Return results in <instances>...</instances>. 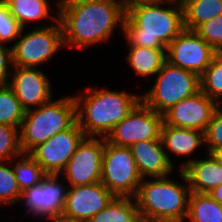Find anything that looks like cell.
<instances>
[{
    "label": "cell",
    "instance_id": "1",
    "mask_svg": "<svg viewBox=\"0 0 222 222\" xmlns=\"http://www.w3.org/2000/svg\"><path fill=\"white\" fill-rule=\"evenodd\" d=\"M56 6L65 47L86 49L110 41L118 25L123 29L126 12L118 0H58Z\"/></svg>",
    "mask_w": 222,
    "mask_h": 222
},
{
    "label": "cell",
    "instance_id": "2",
    "mask_svg": "<svg viewBox=\"0 0 222 222\" xmlns=\"http://www.w3.org/2000/svg\"><path fill=\"white\" fill-rule=\"evenodd\" d=\"M164 3L172 6L164 7ZM184 29L181 1L159 0L129 9L123 21L122 32L128 46L166 49Z\"/></svg>",
    "mask_w": 222,
    "mask_h": 222
},
{
    "label": "cell",
    "instance_id": "3",
    "mask_svg": "<svg viewBox=\"0 0 222 222\" xmlns=\"http://www.w3.org/2000/svg\"><path fill=\"white\" fill-rule=\"evenodd\" d=\"M75 95L77 123L86 137H104L120 123L141 100V95L87 87Z\"/></svg>",
    "mask_w": 222,
    "mask_h": 222
},
{
    "label": "cell",
    "instance_id": "4",
    "mask_svg": "<svg viewBox=\"0 0 222 222\" xmlns=\"http://www.w3.org/2000/svg\"><path fill=\"white\" fill-rule=\"evenodd\" d=\"M178 172L184 183L170 175L141 181L135 200L143 222H186L191 191L183 170Z\"/></svg>",
    "mask_w": 222,
    "mask_h": 222
},
{
    "label": "cell",
    "instance_id": "5",
    "mask_svg": "<svg viewBox=\"0 0 222 222\" xmlns=\"http://www.w3.org/2000/svg\"><path fill=\"white\" fill-rule=\"evenodd\" d=\"M77 122L74 96L51 100L25 112L20 127V146L25 154Z\"/></svg>",
    "mask_w": 222,
    "mask_h": 222
},
{
    "label": "cell",
    "instance_id": "6",
    "mask_svg": "<svg viewBox=\"0 0 222 222\" xmlns=\"http://www.w3.org/2000/svg\"><path fill=\"white\" fill-rule=\"evenodd\" d=\"M155 78L150 90L141 95V100L162 115L181 100L200 91V77L196 73L173 66L167 61Z\"/></svg>",
    "mask_w": 222,
    "mask_h": 222
},
{
    "label": "cell",
    "instance_id": "7",
    "mask_svg": "<svg viewBox=\"0 0 222 222\" xmlns=\"http://www.w3.org/2000/svg\"><path fill=\"white\" fill-rule=\"evenodd\" d=\"M22 28L12 48L13 66L38 68L63 48V28L60 20L38 25L24 33ZM22 36V37H21Z\"/></svg>",
    "mask_w": 222,
    "mask_h": 222
},
{
    "label": "cell",
    "instance_id": "8",
    "mask_svg": "<svg viewBox=\"0 0 222 222\" xmlns=\"http://www.w3.org/2000/svg\"><path fill=\"white\" fill-rule=\"evenodd\" d=\"M142 180L130 147L111 144L105 138L100 182L114 196L135 197Z\"/></svg>",
    "mask_w": 222,
    "mask_h": 222
},
{
    "label": "cell",
    "instance_id": "9",
    "mask_svg": "<svg viewBox=\"0 0 222 222\" xmlns=\"http://www.w3.org/2000/svg\"><path fill=\"white\" fill-rule=\"evenodd\" d=\"M162 124L163 115L140 100L106 136V140L117 146L130 147L136 142L161 139Z\"/></svg>",
    "mask_w": 222,
    "mask_h": 222
},
{
    "label": "cell",
    "instance_id": "10",
    "mask_svg": "<svg viewBox=\"0 0 222 222\" xmlns=\"http://www.w3.org/2000/svg\"><path fill=\"white\" fill-rule=\"evenodd\" d=\"M218 53L194 30L184 29L166 47V61L199 77Z\"/></svg>",
    "mask_w": 222,
    "mask_h": 222
},
{
    "label": "cell",
    "instance_id": "11",
    "mask_svg": "<svg viewBox=\"0 0 222 222\" xmlns=\"http://www.w3.org/2000/svg\"><path fill=\"white\" fill-rule=\"evenodd\" d=\"M104 137H85L71 156L61 175L70 186L101 181Z\"/></svg>",
    "mask_w": 222,
    "mask_h": 222
},
{
    "label": "cell",
    "instance_id": "12",
    "mask_svg": "<svg viewBox=\"0 0 222 222\" xmlns=\"http://www.w3.org/2000/svg\"><path fill=\"white\" fill-rule=\"evenodd\" d=\"M84 132L76 122L70 129L59 132L46 142L35 147L29 155L43 168L47 175H61L85 138Z\"/></svg>",
    "mask_w": 222,
    "mask_h": 222
},
{
    "label": "cell",
    "instance_id": "13",
    "mask_svg": "<svg viewBox=\"0 0 222 222\" xmlns=\"http://www.w3.org/2000/svg\"><path fill=\"white\" fill-rule=\"evenodd\" d=\"M60 175H47L39 184L21 192L20 202L26 206L28 214L43 217L50 221L51 218L63 213L67 185ZM59 179H62L61 182Z\"/></svg>",
    "mask_w": 222,
    "mask_h": 222
},
{
    "label": "cell",
    "instance_id": "14",
    "mask_svg": "<svg viewBox=\"0 0 222 222\" xmlns=\"http://www.w3.org/2000/svg\"><path fill=\"white\" fill-rule=\"evenodd\" d=\"M11 70L13 71L8 85L25 111L35 109L53 99L52 85L45 72L38 68L19 66H13Z\"/></svg>",
    "mask_w": 222,
    "mask_h": 222
},
{
    "label": "cell",
    "instance_id": "15",
    "mask_svg": "<svg viewBox=\"0 0 222 222\" xmlns=\"http://www.w3.org/2000/svg\"><path fill=\"white\" fill-rule=\"evenodd\" d=\"M219 105L201 90L181 100L163 114L166 125L196 129L205 133L212 115Z\"/></svg>",
    "mask_w": 222,
    "mask_h": 222
},
{
    "label": "cell",
    "instance_id": "16",
    "mask_svg": "<svg viewBox=\"0 0 222 222\" xmlns=\"http://www.w3.org/2000/svg\"><path fill=\"white\" fill-rule=\"evenodd\" d=\"M113 197L101 182L69 186L63 214L87 222L104 209Z\"/></svg>",
    "mask_w": 222,
    "mask_h": 222
},
{
    "label": "cell",
    "instance_id": "17",
    "mask_svg": "<svg viewBox=\"0 0 222 222\" xmlns=\"http://www.w3.org/2000/svg\"><path fill=\"white\" fill-rule=\"evenodd\" d=\"M130 150L142 179L165 177L175 169L167 158L161 139L136 142Z\"/></svg>",
    "mask_w": 222,
    "mask_h": 222
},
{
    "label": "cell",
    "instance_id": "18",
    "mask_svg": "<svg viewBox=\"0 0 222 222\" xmlns=\"http://www.w3.org/2000/svg\"><path fill=\"white\" fill-rule=\"evenodd\" d=\"M185 173L191 192L209 193L222 184V165L210 153L206 158H188L180 167Z\"/></svg>",
    "mask_w": 222,
    "mask_h": 222
},
{
    "label": "cell",
    "instance_id": "19",
    "mask_svg": "<svg viewBox=\"0 0 222 222\" xmlns=\"http://www.w3.org/2000/svg\"><path fill=\"white\" fill-rule=\"evenodd\" d=\"M161 141L169 162L172 163L170 154L178 156H191L194 151L205 144L204 132L196 129H187L166 125L161 127Z\"/></svg>",
    "mask_w": 222,
    "mask_h": 222
},
{
    "label": "cell",
    "instance_id": "20",
    "mask_svg": "<svg viewBox=\"0 0 222 222\" xmlns=\"http://www.w3.org/2000/svg\"><path fill=\"white\" fill-rule=\"evenodd\" d=\"M125 59L131 69L140 77L156 75L166 62V49H155L142 46H128Z\"/></svg>",
    "mask_w": 222,
    "mask_h": 222
},
{
    "label": "cell",
    "instance_id": "21",
    "mask_svg": "<svg viewBox=\"0 0 222 222\" xmlns=\"http://www.w3.org/2000/svg\"><path fill=\"white\" fill-rule=\"evenodd\" d=\"M87 222H143L135 197L114 196L108 205Z\"/></svg>",
    "mask_w": 222,
    "mask_h": 222
},
{
    "label": "cell",
    "instance_id": "22",
    "mask_svg": "<svg viewBox=\"0 0 222 222\" xmlns=\"http://www.w3.org/2000/svg\"><path fill=\"white\" fill-rule=\"evenodd\" d=\"M7 3L11 15L18 21L22 28H26L28 22H36L41 19L51 18L58 21L59 15H52L49 0H4Z\"/></svg>",
    "mask_w": 222,
    "mask_h": 222
},
{
    "label": "cell",
    "instance_id": "23",
    "mask_svg": "<svg viewBox=\"0 0 222 222\" xmlns=\"http://www.w3.org/2000/svg\"><path fill=\"white\" fill-rule=\"evenodd\" d=\"M184 28L195 30L203 22L222 14V0H181Z\"/></svg>",
    "mask_w": 222,
    "mask_h": 222
},
{
    "label": "cell",
    "instance_id": "24",
    "mask_svg": "<svg viewBox=\"0 0 222 222\" xmlns=\"http://www.w3.org/2000/svg\"><path fill=\"white\" fill-rule=\"evenodd\" d=\"M186 219L190 222H222V205L208 193L190 192Z\"/></svg>",
    "mask_w": 222,
    "mask_h": 222
},
{
    "label": "cell",
    "instance_id": "25",
    "mask_svg": "<svg viewBox=\"0 0 222 222\" xmlns=\"http://www.w3.org/2000/svg\"><path fill=\"white\" fill-rule=\"evenodd\" d=\"M16 160L17 162L12 165L21 192L39 184L47 176L43 168L29 154L23 153L16 157Z\"/></svg>",
    "mask_w": 222,
    "mask_h": 222
},
{
    "label": "cell",
    "instance_id": "26",
    "mask_svg": "<svg viewBox=\"0 0 222 222\" xmlns=\"http://www.w3.org/2000/svg\"><path fill=\"white\" fill-rule=\"evenodd\" d=\"M25 110L8 85H0V124L21 127Z\"/></svg>",
    "mask_w": 222,
    "mask_h": 222
},
{
    "label": "cell",
    "instance_id": "27",
    "mask_svg": "<svg viewBox=\"0 0 222 222\" xmlns=\"http://www.w3.org/2000/svg\"><path fill=\"white\" fill-rule=\"evenodd\" d=\"M200 90L218 105L222 103V53H218L200 76Z\"/></svg>",
    "mask_w": 222,
    "mask_h": 222
},
{
    "label": "cell",
    "instance_id": "28",
    "mask_svg": "<svg viewBox=\"0 0 222 222\" xmlns=\"http://www.w3.org/2000/svg\"><path fill=\"white\" fill-rule=\"evenodd\" d=\"M7 162L8 164L15 163V159L13 161H0V206L12 204L14 206L21 197L14 168L11 164L7 165Z\"/></svg>",
    "mask_w": 222,
    "mask_h": 222
},
{
    "label": "cell",
    "instance_id": "29",
    "mask_svg": "<svg viewBox=\"0 0 222 222\" xmlns=\"http://www.w3.org/2000/svg\"><path fill=\"white\" fill-rule=\"evenodd\" d=\"M22 154L20 128L0 124V161H11Z\"/></svg>",
    "mask_w": 222,
    "mask_h": 222
},
{
    "label": "cell",
    "instance_id": "30",
    "mask_svg": "<svg viewBox=\"0 0 222 222\" xmlns=\"http://www.w3.org/2000/svg\"><path fill=\"white\" fill-rule=\"evenodd\" d=\"M194 31L217 53H222V14L203 22Z\"/></svg>",
    "mask_w": 222,
    "mask_h": 222
},
{
    "label": "cell",
    "instance_id": "31",
    "mask_svg": "<svg viewBox=\"0 0 222 222\" xmlns=\"http://www.w3.org/2000/svg\"><path fill=\"white\" fill-rule=\"evenodd\" d=\"M22 27L11 15L7 3L0 0V43L14 42L20 35Z\"/></svg>",
    "mask_w": 222,
    "mask_h": 222
},
{
    "label": "cell",
    "instance_id": "32",
    "mask_svg": "<svg viewBox=\"0 0 222 222\" xmlns=\"http://www.w3.org/2000/svg\"><path fill=\"white\" fill-rule=\"evenodd\" d=\"M206 153L222 147V107L219 106L212 115L211 121L204 133Z\"/></svg>",
    "mask_w": 222,
    "mask_h": 222
},
{
    "label": "cell",
    "instance_id": "33",
    "mask_svg": "<svg viewBox=\"0 0 222 222\" xmlns=\"http://www.w3.org/2000/svg\"><path fill=\"white\" fill-rule=\"evenodd\" d=\"M12 67V48L0 43V85L9 83Z\"/></svg>",
    "mask_w": 222,
    "mask_h": 222
},
{
    "label": "cell",
    "instance_id": "34",
    "mask_svg": "<svg viewBox=\"0 0 222 222\" xmlns=\"http://www.w3.org/2000/svg\"><path fill=\"white\" fill-rule=\"evenodd\" d=\"M159 0H118L124 11L127 12L129 9L136 5L153 3Z\"/></svg>",
    "mask_w": 222,
    "mask_h": 222
},
{
    "label": "cell",
    "instance_id": "35",
    "mask_svg": "<svg viewBox=\"0 0 222 222\" xmlns=\"http://www.w3.org/2000/svg\"><path fill=\"white\" fill-rule=\"evenodd\" d=\"M50 220H51L50 222H86L80 219L66 216L63 213L57 215L56 217L51 218Z\"/></svg>",
    "mask_w": 222,
    "mask_h": 222
},
{
    "label": "cell",
    "instance_id": "36",
    "mask_svg": "<svg viewBox=\"0 0 222 222\" xmlns=\"http://www.w3.org/2000/svg\"><path fill=\"white\" fill-rule=\"evenodd\" d=\"M214 200L222 205V184L208 193Z\"/></svg>",
    "mask_w": 222,
    "mask_h": 222
},
{
    "label": "cell",
    "instance_id": "37",
    "mask_svg": "<svg viewBox=\"0 0 222 222\" xmlns=\"http://www.w3.org/2000/svg\"><path fill=\"white\" fill-rule=\"evenodd\" d=\"M210 154L218 163L222 165V147L213 149Z\"/></svg>",
    "mask_w": 222,
    "mask_h": 222
}]
</instances>
